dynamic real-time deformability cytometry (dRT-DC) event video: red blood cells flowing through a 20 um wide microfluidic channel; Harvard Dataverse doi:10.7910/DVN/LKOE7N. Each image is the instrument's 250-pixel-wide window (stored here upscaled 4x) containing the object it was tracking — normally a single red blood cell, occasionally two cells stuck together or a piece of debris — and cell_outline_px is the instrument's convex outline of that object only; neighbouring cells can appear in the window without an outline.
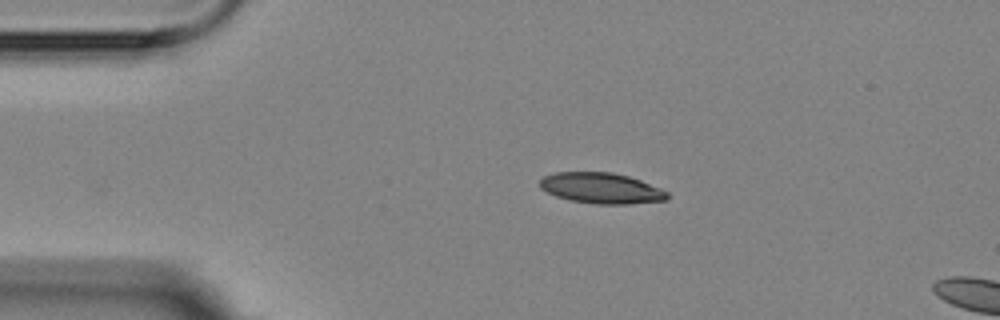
{"species": "Egyptian fruit bat (a non-hibernating species)", "species_latin": "Rousettus aegyptiacus", "temperature_condition": "room temperature", "stored_images_in_passage": 2, "camera_frame_rate_fps": 3000, "um_per_image_px": 0.085, "animal": {"sex": "female"}, "frame": {"image": 1, "passage_image": 1, "time_ms": 0.0, "image_size_px": [1000, 320], "cell_outline_px": [[668, 200], [628, 204], [596, 204], [572, 200], [556, 196], [540, 188], [540, 180], [544, 176], [556, 172], [612, 172], [628, 176], [640, 180], [660, 188], [668, 192]], "centroid_in_image_um": [51.12, 15.99], "position_along_channel_um": 33.9, "area_um2": 22.72}}